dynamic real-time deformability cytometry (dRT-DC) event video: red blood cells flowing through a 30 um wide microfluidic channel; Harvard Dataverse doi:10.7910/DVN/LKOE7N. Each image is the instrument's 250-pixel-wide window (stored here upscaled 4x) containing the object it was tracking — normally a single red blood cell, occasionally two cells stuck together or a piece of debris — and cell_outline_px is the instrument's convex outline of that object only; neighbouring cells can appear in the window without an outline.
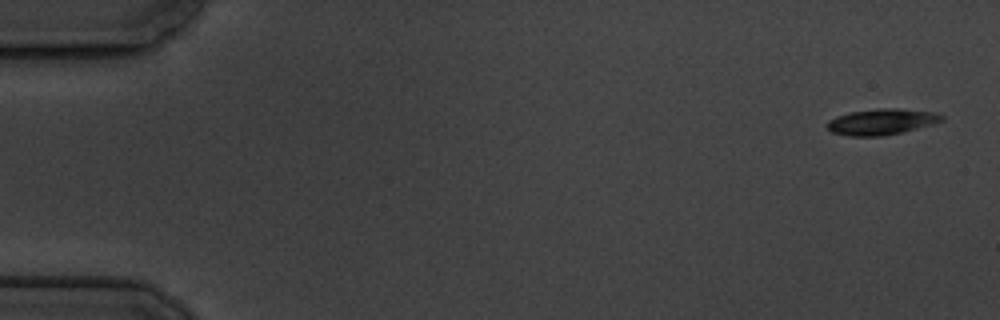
{"species": "common noctule bat (a hibernating species)", "species_latin": "Nyctalus noctula", "temperature_condition": "cold", "stored_images_in_passage": 8, "camera_frame_rate_fps": 3000, "um_per_image_px": 0.085, "animal": {"sex": "male", "body_mass_g": 19.5, "forearm_length_mm": 54.6}, "frame": {"image": 1, "passage_image": 1, "time_ms": 0.0, "image_size_px": [1000, 320], "cell_outline_px": [[944, 120], [932, 124], [904, 132], [884, 136], [848, 136], [832, 132], [824, 124], [828, 120], [836, 116], [848, 112], [876, 108], [900, 108], [936, 112], [944, 116]], "centroid_in_image_um": [74.92, 10.34], "position_along_channel_um": 10.1, "area_um2": 17.69}}
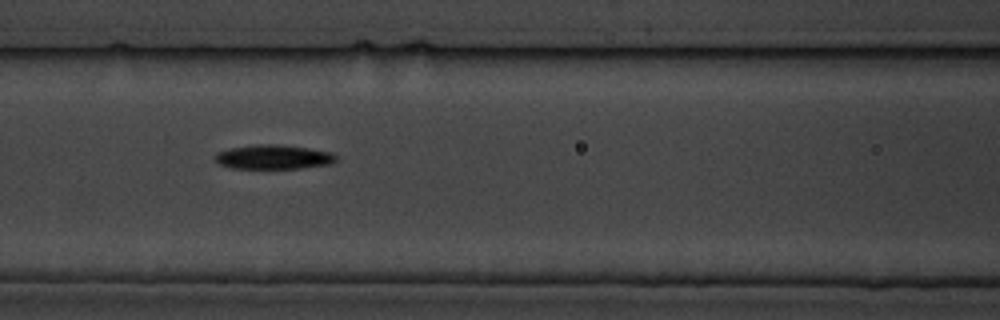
{"frame": {"image": 2, "passage_image": 7, "time_ms": 7.667, "image_size_px": [1000, 320], "cell_outline_px": [[336, 160], [332, 164], [300, 168], [232, 168], [220, 164], [212, 160], [212, 156], [216, 152], [228, 148], [256, 144], [276, 144], [308, 148], [332, 152], [336, 156]], "centroid_in_image_um": [23.19, 13.34], "position_along_channel_um": 143.4, "area_um2": 17.34}}
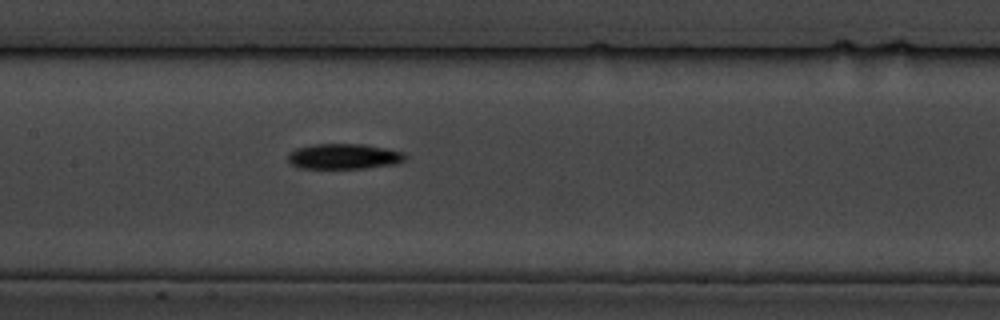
{"frame": {"image": 3, "passage_image": 8, "time_ms": 8.667, "image_size_px": [1000, 320], "cell_outline_px": [[408, 156], [404, 160], [396, 164], [364, 168], [300, 168], [292, 164], [288, 160], [288, 152], [296, 148], [312, 144], [360, 144], [384, 148], [404, 152]], "centroid_in_image_um": [29.22, 13.29], "position_along_channel_um": 178.2, "area_um2": 17.34}}